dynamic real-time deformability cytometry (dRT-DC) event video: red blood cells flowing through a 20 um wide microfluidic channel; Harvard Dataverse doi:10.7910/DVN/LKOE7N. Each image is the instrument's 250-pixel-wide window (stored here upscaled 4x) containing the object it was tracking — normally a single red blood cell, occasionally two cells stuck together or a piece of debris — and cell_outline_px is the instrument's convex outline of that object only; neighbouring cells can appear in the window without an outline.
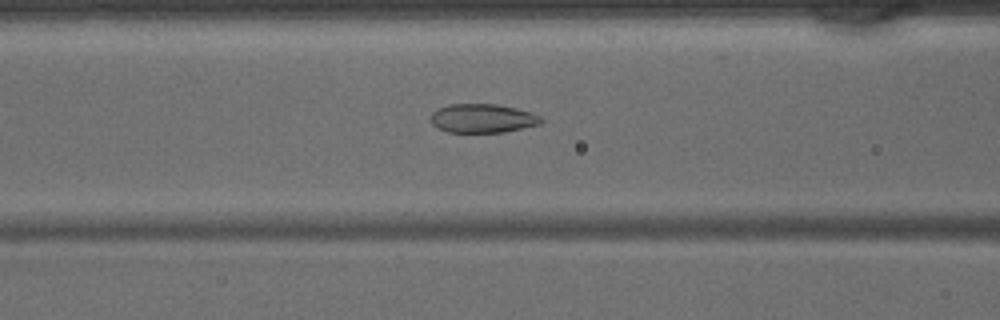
{"species": "common noctule bat (a hibernating species)", "species_latin": "Nyctalus noctula", "temperature_condition": "warm", "stored_images_in_passage": 33, "camera_frame_rate_fps": 3000, "um_per_image_px": 0.085, "animal": {"sex": "male", "body_mass_g": 15.6}, "frame": {"image": 1, "passage_image": 7, "time_ms": 2.0, "image_size_px": [1000, 320], "cell_outline_px": [[544, 120], [540, 124], [504, 132], [448, 132], [436, 128], [432, 124], [428, 116], [432, 112], [448, 104], [496, 104], [516, 108], [532, 112], [540, 116]], "centroid_in_image_um": [40.99, 10.06], "position_along_channel_um": 125.6, "area_um2": 18.73}}
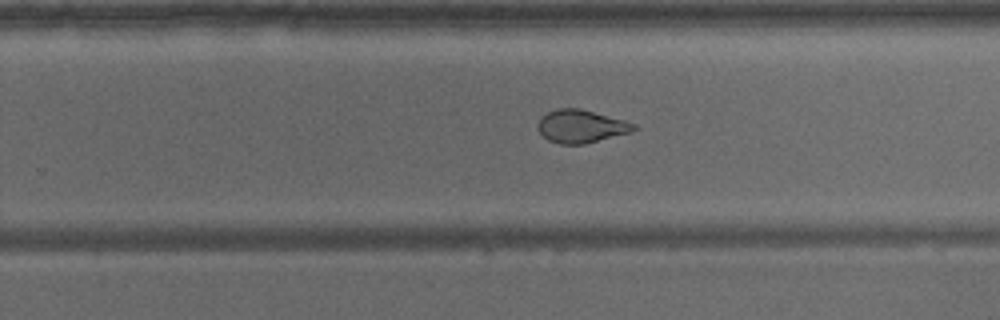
{"frame": {"image": 2, "passage_image": 17, "time_ms": 5.333, "image_size_px": [1000, 320], "cell_outline_px": [[640, 128], [632, 132], [584, 144], [560, 144], [548, 140], [536, 128], [536, 124], [540, 116], [556, 108], [580, 108], [624, 120], [636, 124]], "centroid_in_image_um": [49.38, 10.73], "position_along_channel_um": 280.4, "area_um2": 18.67}}
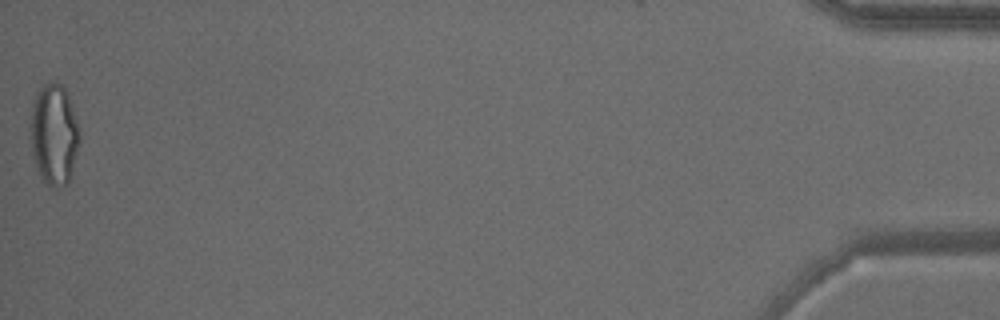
{"frame": {"image": 3, "passage_image": 33, "time_ms": 10.667, "image_size_px": [1000, 320], "cell_outline_px": [[80, 140], [68, 184], [56, 188], [40, 180], [32, 152], [28, 128], [28, 124], [32, 104], [40, 88], [44, 84], [52, 80], [60, 84], [68, 92], [76, 120], [80, 136]], "centroid_in_image_um": [4.56, 11.42], "position_along_channel_um": 430.6, "area_um2": 29.36}}